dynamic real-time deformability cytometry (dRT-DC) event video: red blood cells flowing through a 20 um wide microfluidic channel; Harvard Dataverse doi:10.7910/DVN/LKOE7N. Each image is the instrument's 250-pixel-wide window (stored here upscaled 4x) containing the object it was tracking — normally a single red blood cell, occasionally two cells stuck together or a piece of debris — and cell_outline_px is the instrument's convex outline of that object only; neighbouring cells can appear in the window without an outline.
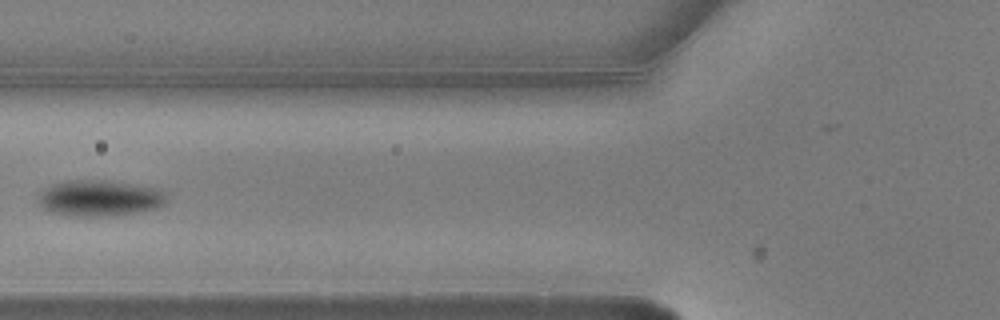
{"species": "common noctule bat (a hibernating species)", "species_latin": "Nyctalus noctula", "temperature_condition": "warm", "stored_images_in_passage": 3, "camera_frame_rate_fps": 3000, "um_per_image_px": 0.085, "animal": {"sex": "male", "body_mass_g": 20.5, "forearm_length_mm": 52.5}, "frame": {"image": 1, "passage_image": 2, "time_ms": 0.333, "image_size_px": [1000, 320], "cell_outline_px": [[164, 204], [156, 208], [136, 212], [112, 216], [76, 216], [52, 212], [44, 208], [40, 204], [40, 192], [48, 184], [64, 180], [108, 180], [164, 188]], "centroid_in_image_um": [8.47, 16.81], "position_along_channel_um": 117.3, "area_um2": 27.17}}